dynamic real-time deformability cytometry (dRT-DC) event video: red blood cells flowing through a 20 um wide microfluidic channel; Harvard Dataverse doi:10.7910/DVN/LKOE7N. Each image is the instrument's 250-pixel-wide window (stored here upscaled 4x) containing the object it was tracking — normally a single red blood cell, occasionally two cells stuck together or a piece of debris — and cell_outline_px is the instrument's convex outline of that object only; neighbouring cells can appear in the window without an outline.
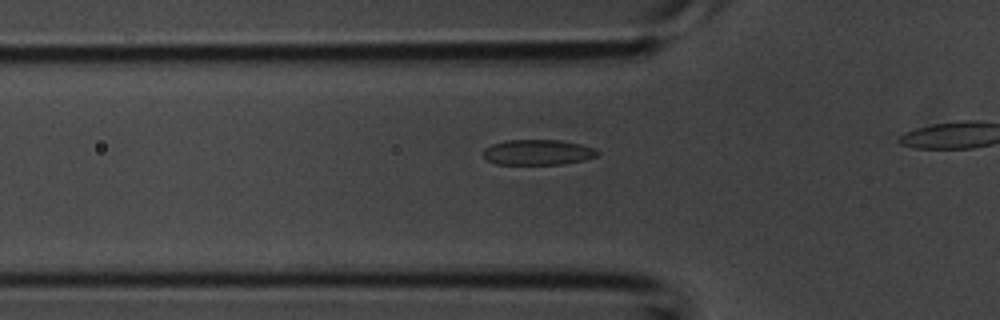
{"species": "common noctule bat (a hibernating species)", "species_latin": "Nyctalus noctula", "temperature_condition": "room temperature", "stored_images_in_passage": 6, "camera_frame_rate_fps": 3000, "um_per_image_px": 0.085, "animal": {"sex": "male", "body_mass_g": 20.1, "forearm_length_mm": 53.5}, "frame": {"image": 1, "passage_image": 2, "time_ms": 0.333, "image_size_px": [1000, 320], "cell_outline_px": [[600, 152], [596, 156], [584, 160], [560, 164], [496, 164], [488, 160], [484, 156], [484, 148], [492, 144], [504, 140], [560, 140], [580, 144], [596, 148]], "centroid_in_image_um": [45.72, 12.94], "position_along_channel_um": 80.1, "area_um2": 16.88}}
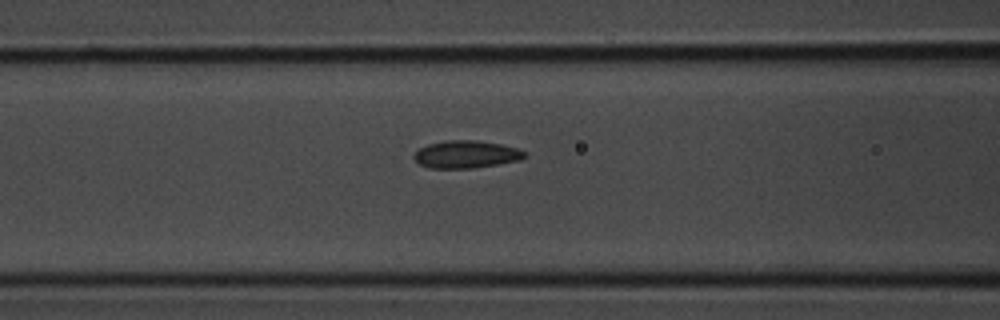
{"frame": {"image": 2, "passage_image": 5, "time_ms": 1.333, "image_size_px": [1000, 320], "cell_outline_px": [[528, 156], [520, 160], [500, 164], [472, 168], [428, 168], [420, 164], [412, 156], [420, 148], [428, 144], [444, 140], [476, 140], [500, 144], [516, 148], [524, 152]], "centroid_in_image_um": [39.62, 13.12], "position_along_channel_um": 127.0, "area_um2": 17.74}}